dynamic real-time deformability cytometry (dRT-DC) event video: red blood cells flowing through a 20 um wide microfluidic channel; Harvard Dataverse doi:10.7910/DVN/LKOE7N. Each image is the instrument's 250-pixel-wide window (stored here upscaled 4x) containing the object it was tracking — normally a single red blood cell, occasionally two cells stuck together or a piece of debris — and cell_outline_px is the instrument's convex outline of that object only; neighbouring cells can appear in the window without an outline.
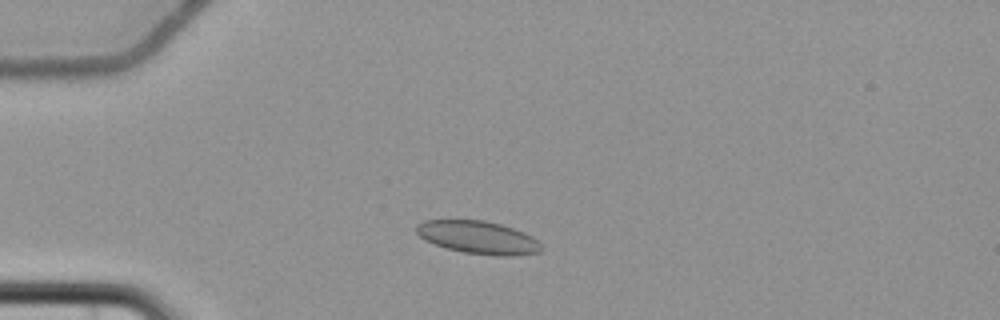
{"species": "common noctule bat (a hibernating species)", "species_latin": "Nyctalus noctula", "temperature_condition": "cold", "stored_images_in_passage": 3, "camera_frame_rate_fps": 3000, "um_per_image_px": 0.085, "animal": {"sex": "female", "body_mass_g": 22.7, "forearm_length_mm": 54.2}, "frame": {"image": 1, "passage_image": 3, "time_ms": 2.333, "image_size_px": [1000, 320], "cell_outline_px": [[544, 248], [540, 252], [508, 256], [500, 256], [464, 252], [448, 248], [424, 240], [416, 232], [416, 224], [424, 220], [484, 220], [500, 224], [524, 232], [532, 236]], "centroid_in_image_um": [40.64, 20.17], "position_along_channel_um": 44.4, "area_um2": 23.76}}